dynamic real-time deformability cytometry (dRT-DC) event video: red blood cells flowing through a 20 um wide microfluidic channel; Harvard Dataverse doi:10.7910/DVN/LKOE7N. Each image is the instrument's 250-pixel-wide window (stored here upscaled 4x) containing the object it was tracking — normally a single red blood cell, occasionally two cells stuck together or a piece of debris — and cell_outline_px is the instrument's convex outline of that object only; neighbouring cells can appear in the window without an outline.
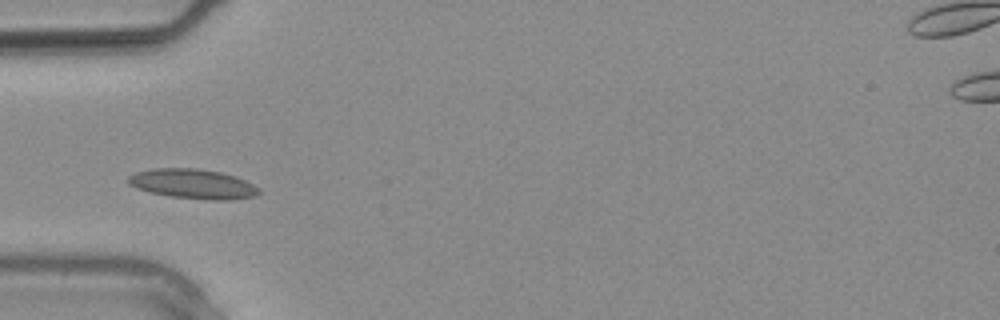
{"species": "common noctule bat (a hibernating species)", "species_latin": "Nyctalus noctula", "temperature_condition": "warm", "stored_images_in_passage": 2, "camera_frame_rate_fps": 3000, "um_per_image_px": 0.085, "animal": {"sex": "male", "body_mass_g": 20.4}, "frame": {"image": 1, "passage_image": 2, "time_ms": 0.333, "image_size_px": [1000, 320], "cell_outline_px": [[260, 192], [256, 196], [232, 200], [212, 200], [172, 196], [148, 192], [136, 188], [128, 184], [128, 176], [136, 172], [152, 168], [196, 168], [220, 172], [244, 180], [260, 188]], "centroid_in_image_um": [16.38, 15.63], "position_along_channel_um": 68.6, "area_um2": 22.54}}